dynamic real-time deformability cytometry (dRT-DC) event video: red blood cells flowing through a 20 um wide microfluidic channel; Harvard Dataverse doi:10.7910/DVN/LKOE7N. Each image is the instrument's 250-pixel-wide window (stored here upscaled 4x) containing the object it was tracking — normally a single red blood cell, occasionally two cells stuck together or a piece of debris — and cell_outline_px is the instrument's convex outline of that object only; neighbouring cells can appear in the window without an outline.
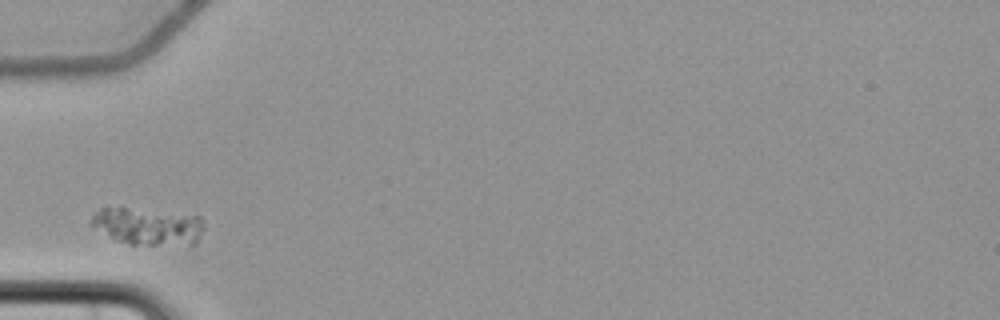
{"species": "common noctule bat (a hibernating species)", "species_latin": "Nyctalus noctula", "temperature_condition": "cold", "stored_images_in_passage": 2, "camera_frame_rate_fps": 3000, "um_per_image_px": 0.085, "animal": {"sex": "female", "body_mass_g": 22.7, "forearm_length_mm": 54.2}, "frame": {"image": 1, "passage_image": 1, "time_ms": 0.0, "image_size_px": [1000, 320], "cell_outline_px": [[204, 228], [196, 244], [192, 248], [128, 244], [112, 240], [92, 228], [92, 216], [100, 208], [124, 208], [200, 216], [204, 224]], "centroid_in_image_um": [12.61, 19.32], "position_along_channel_um": 72.4, "area_um2": 25.2}}
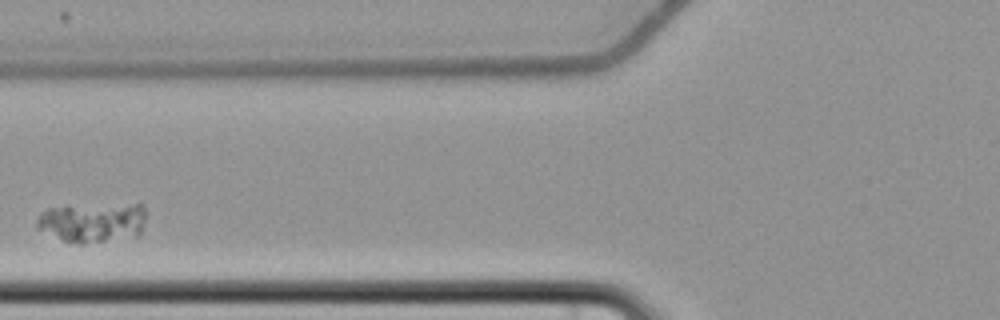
{"frame": {"image": 2, "passage_image": 2, "time_ms": 1.333, "image_size_px": [1000, 320], "cell_outline_px": [[148, 212], [140, 232], [136, 236], [80, 244], [64, 240], [36, 228], [36, 220], [40, 212], [48, 208], [140, 200]], "centroid_in_image_um": [7.96, 18.83], "position_along_channel_um": 117.8, "area_um2": 26.13}}